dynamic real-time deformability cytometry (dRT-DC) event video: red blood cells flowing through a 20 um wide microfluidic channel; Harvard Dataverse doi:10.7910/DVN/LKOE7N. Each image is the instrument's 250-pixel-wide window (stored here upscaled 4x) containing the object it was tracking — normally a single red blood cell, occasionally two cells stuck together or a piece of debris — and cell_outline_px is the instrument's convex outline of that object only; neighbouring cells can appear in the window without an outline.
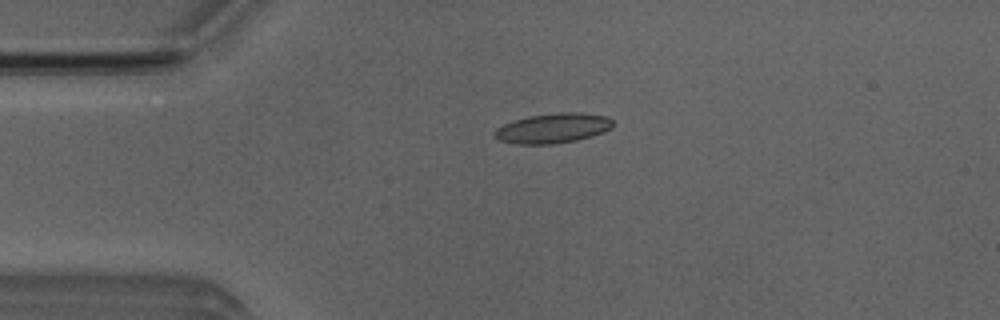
{"species": "Egyptian fruit bat (a non-hibernating species)", "species_latin": "Rousettus aegyptiacus", "temperature_condition": "room temperature", "stored_images_in_passage": 53, "camera_frame_rate_fps": 3000, "um_per_image_px": 0.085, "animal": {"sex": "male"}, "frame": {"image": 1, "passage_image": 12, "time_ms": 3.667, "image_size_px": [1000, 320], "cell_outline_px": [[612, 128], [604, 132], [592, 136], [576, 140], [556, 144], [520, 144], [500, 140], [492, 136], [492, 132], [496, 128], [504, 124], [528, 116], [560, 112], [580, 112], [608, 116], [612, 120]], "centroid_in_image_um": [47.01, 10.89], "position_along_channel_um": 38.0, "area_um2": 20.69}}
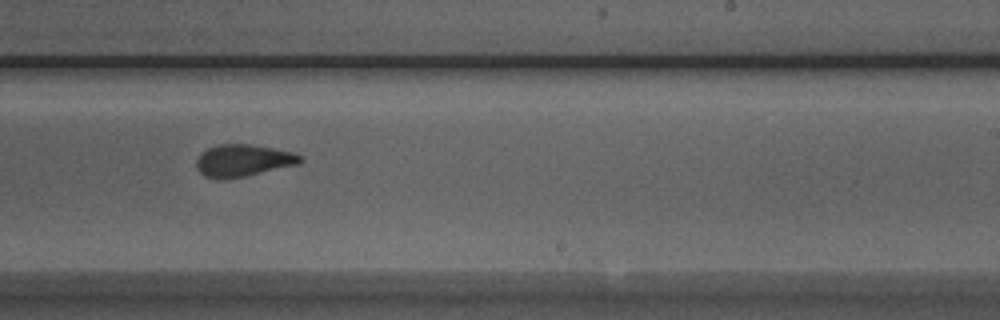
{"frame": {"image": 2, "passage_image": 32, "time_ms": 10.333, "image_size_px": [1000, 320], "cell_outline_px": [[304, 160], [300, 164], [244, 176], [204, 176], [196, 168], [196, 160], [200, 152], [216, 144], [248, 144], [272, 148], [292, 152], [304, 156]], "centroid_in_image_um": [20.7, 13.6], "position_along_channel_um": 268.3, "area_um2": 19.02}}
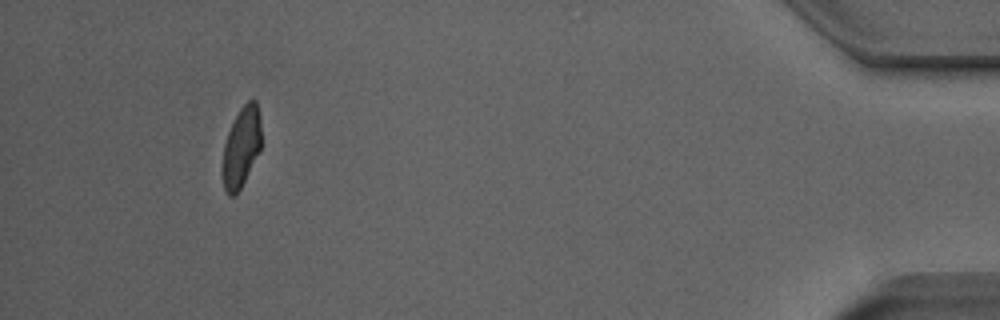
{"frame": {"image": 3, "passage_image": 49, "time_ms": 16.0, "image_size_px": [1000, 320], "cell_outline_px": [[260, 148], [236, 196], [228, 196], [224, 192], [224, 144], [228, 132], [240, 108], [248, 100], [256, 100], [260, 120]], "centroid_in_image_um": [20.51, 12.49], "position_along_channel_um": 414.7, "area_um2": 17.4}, "authors_computed_cell_mechanics": {"area_um2": 19.4786, "velocity_mm_per_s": 3.8808, "shape_relaxation_time_tau1_ms": 9.9545, "shape_relaxation_time_tau2_ms": 1.4287, "deformation_change_tau1": 0.2317, "deformation_change_tau2": 0.0772}}